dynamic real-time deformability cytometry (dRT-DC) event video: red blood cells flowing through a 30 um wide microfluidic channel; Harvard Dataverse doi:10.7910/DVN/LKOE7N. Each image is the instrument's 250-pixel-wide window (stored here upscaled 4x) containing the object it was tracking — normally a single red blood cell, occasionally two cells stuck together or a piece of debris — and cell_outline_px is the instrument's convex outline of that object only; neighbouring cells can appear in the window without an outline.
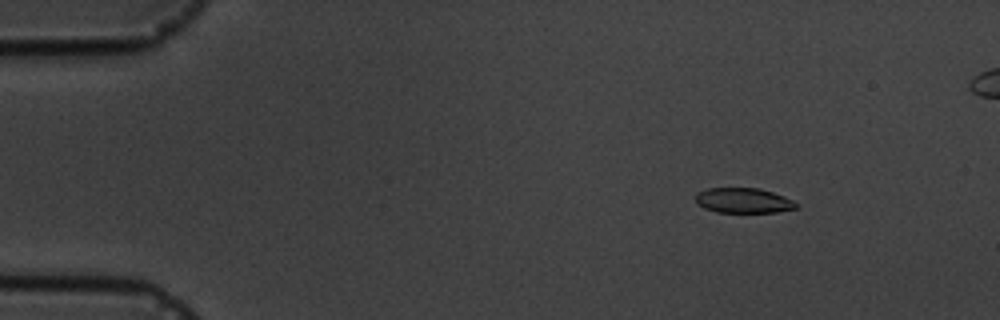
{"species": "common noctule bat (a hibernating species)", "species_latin": "Nyctalus noctula", "temperature_condition": "cold", "stored_images_in_passage": 6, "camera_frame_rate_fps": 3000, "um_per_image_px": 0.085, "animal": {"sex": "male", "body_mass_g": 19.5, "forearm_length_mm": 54.6}, "frame": {"image": 1, "passage_image": 2, "time_ms": 1.333, "image_size_px": [1000, 320], "cell_outline_px": [[796, 208], [776, 212], [716, 212], [704, 208], [696, 204], [696, 192], [708, 188], [756, 188], [772, 192], [784, 196], [792, 200], [796, 204]], "centroid_in_image_um": [63.13, 17.04], "position_along_channel_um": 21.9, "area_um2": 14.62}}
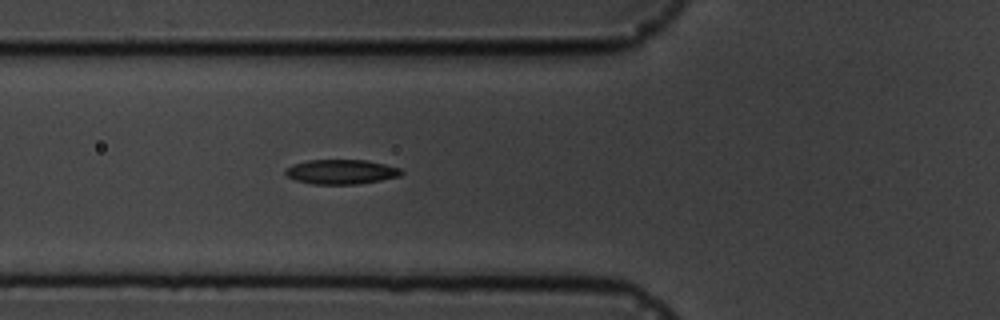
{"frame": {"image": 2, "passage_image": 6, "time_ms": 5.667, "image_size_px": [1000, 320], "cell_outline_px": [[404, 172], [400, 176], [380, 180], [356, 184], [312, 184], [296, 180], [288, 176], [284, 172], [292, 164], [308, 160], [364, 160], [384, 164], [400, 168]], "centroid_in_image_um": [29.0, 14.6], "position_along_channel_um": 96.8, "area_um2": 16.47}}